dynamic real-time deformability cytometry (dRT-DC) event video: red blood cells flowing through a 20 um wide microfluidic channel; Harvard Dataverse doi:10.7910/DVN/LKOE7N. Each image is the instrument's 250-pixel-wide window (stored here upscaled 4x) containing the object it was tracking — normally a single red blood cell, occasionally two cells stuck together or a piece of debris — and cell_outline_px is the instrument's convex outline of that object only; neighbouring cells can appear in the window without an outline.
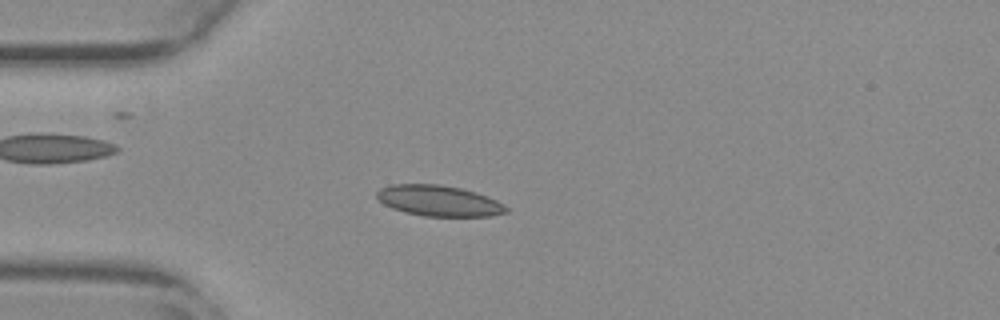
{"species": "common noctule bat (a hibernating species)", "species_latin": "Nyctalus noctula", "temperature_condition": "warm", "stored_images_in_passage": 43, "camera_frame_rate_fps": 3000, "um_per_image_px": 0.085, "animal": {"sex": "female", "body_mass_g": 29.2, "forearm_length_mm": 56.3}, "frame": {"image": 1, "passage_image": 3, "time_ms": 0.667, "image_size_px": [1000, 320], "cell_outline_px": [[508, 212], [492, 216], [424, 216], [404, 212], [392, 208], [384, 204], [376, 196], [376, 192], [380, 188], [388, 184], [440, 184], [460, 188], [476, 192], [496, 200], [504, 204], [508, 208]], "centroid_in_image_um": [37.29, 17.06], "position_along_channel_um": 47.7, "area_um2": 23.29}}
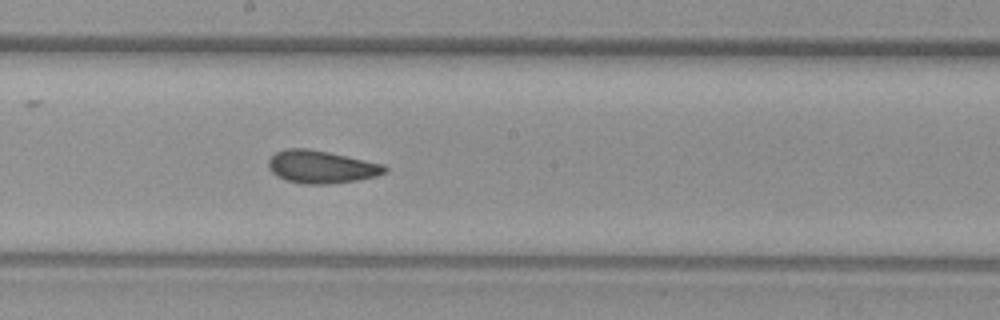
{"frame": {"image": 2, "passage_image": 18, "time_ms": 5.667, "image_size_px": [1000, 320], "cell_outline_px": [[388, 172], [376, 176], [356, 180], [328, 184], [300, 184], [284, 180], [276, 176], [268, 168], [268, 160], [276, 152], [288, 148], [308, 148], [328, 152], [384, 164], [388, 168]], "centroid_in_image_um": [27.3, 14.19], "position_along_channel_um": 220.9, "area_um2": 22.31}}
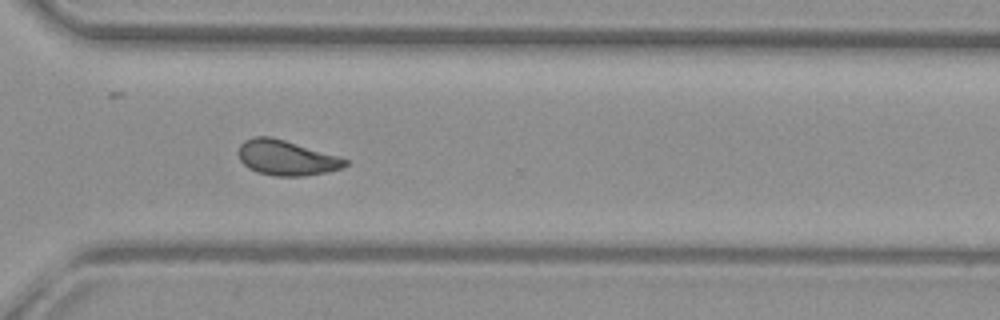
{"frame": {"image": 3, "passage_image": 28, "time_ms": 9.0, "image_size_px": [1000, 320], "cell_outline_px": [[348, 164], [344, 168], [328, 172], [304, 176], [276, 176], [256, 172], [248, 168], [240, 160], [236, 152], [240, 144], [244, 140], [252, 136], [272, 136], [340, 156], [348, 160]], "centroid_in_image_um": [24.34, 13.4], "position_along_channel_um": 346.3, "area_um2": 22.31}, "authors_computed_cell_mechanics": {"area_um2": 22.1374, "velocity_mm_per_s": 3.7652, "shape_relaxation_time_tau1_ms": null, "shape_relaxation_time_tau2_ms": 2.1752, "deformation_change_tau1": null, "deformation_change_tau2": 0.0667}}